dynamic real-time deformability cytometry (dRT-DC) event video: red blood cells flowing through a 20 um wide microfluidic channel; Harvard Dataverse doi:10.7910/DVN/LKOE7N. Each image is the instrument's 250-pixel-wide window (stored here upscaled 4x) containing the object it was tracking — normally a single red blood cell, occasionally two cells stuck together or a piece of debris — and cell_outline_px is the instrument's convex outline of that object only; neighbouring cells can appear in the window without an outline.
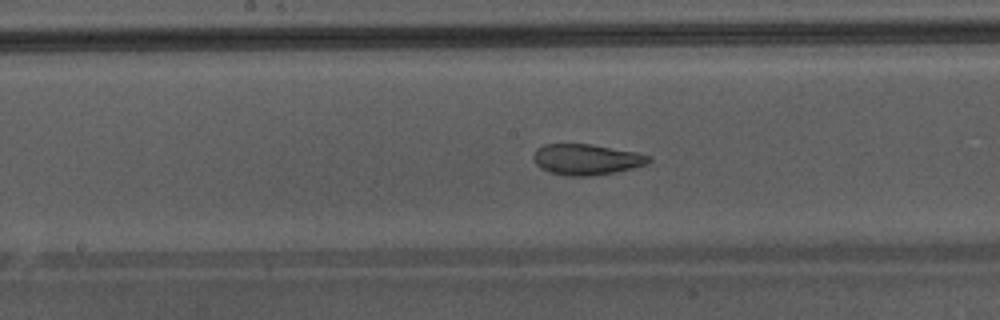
{"species": "Egyptian fruit bat (a non-hibernating species)", "species_latin": "Rousettus aegyptiacus", "temperature_condition": "warm", "stored_images_in_passage": 40, "camera_frame_rate_fps": 3000, "um_per_image_px": 0.085, "animal": {"sex": "male"}, "frame": {"image": 1, "passage_image": 18, "time_ms": 5.667, "image_size_px": [1000, 320], "cell_outline_px": [[652, 160], [648, 164], [616, 172], [592, 176], [568, 176], [548, 172], [536, 164], [532, 156], [536, 148], [544, 144], [592, 144], [636, 152], [652, 156]], "centroid_in_image_um": [49.86, 13.55], "position_along_channel_um": 198.3, "area_um2": 20.92}}
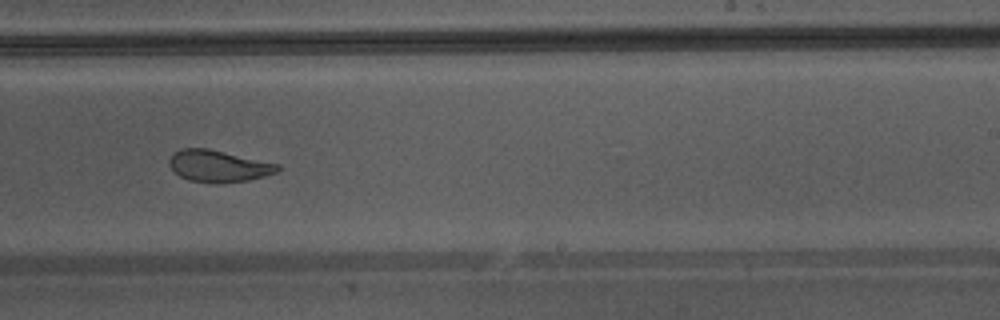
{"frame": {"image": 2, "passage_image": 23, "time_ms": 7.333, "image_size_px": [1000, 320], "cell_outline_px": [[280, 168], [276, 172], [264, 176], [248, 180], [224, 184], [212, 184], [188, 180], [180, 176], [168, 164], [168, 160], [180, 148], [208, 148], [280, 164]], "centroid_in_image_um": [18.57, 14.13], "position_along_channel_um": 270.4, "area_um2": 20.23}, "authors_computed_cell_mechanics": {"area_um2": 22.831, "velocity_mm_per_s": 4.3419, "shape_relaxation_time_tau1_ms": 9.0646, "shape_relaxation_time_tau2_ms": 1.1464, "deformation_change_tau1": 0.2184, "deformation_change_tau2": 0.0838}}